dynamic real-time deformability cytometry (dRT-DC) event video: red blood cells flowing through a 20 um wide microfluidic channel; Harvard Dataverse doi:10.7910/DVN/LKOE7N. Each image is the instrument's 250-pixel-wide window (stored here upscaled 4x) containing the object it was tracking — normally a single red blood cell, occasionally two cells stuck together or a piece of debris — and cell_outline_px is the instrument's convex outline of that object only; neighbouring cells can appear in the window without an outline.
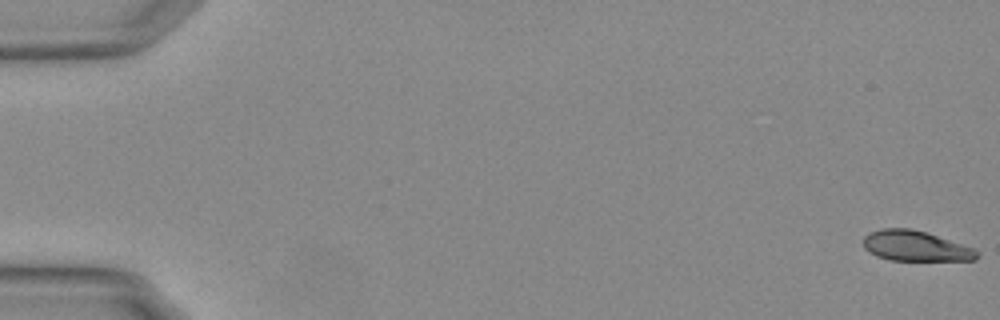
{"species": "Egyptian fruit bat (a non-hibernating species)", "species_latin": "Rousettus aegyptiacus", "temperature_condition": "warm", "stored_images_in_passage": 56, "camera_frame_rate_fps": 3000, "um_per_image_px": 0.085, "animal": {"sex": "female"}, "frame": {"image": 1, "passage_image": 1, "time_ms": 0.0, "image_size_px": [1000, 320], "cell_outline_px": [[980, 256], [976, 260], [892, 260], [876, 256], [868, 252], [864, 248], [864, 236], [868, 232], [880, 228], [912, 228], [972, 248], [980, 252]], "centroid_in_image_um": [77.77, 20.91], "position_along_channel_um": 7.2, "area_um2": 19.94}}
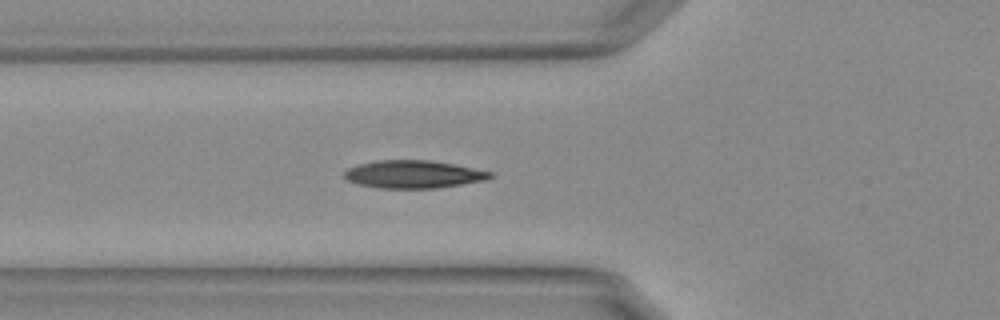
{"frame": {"image": 2, "passage_image": 21, "time_ms": 6.667, "image_size_px": [1000, 320], "cell_outline_px": [[492, 176], [488, 180], [436, 188], [376, 188], [360, 184], [348, 180], [344, 176], [344, 172], [348, 168], [360, 164], [376, 160], [428, 160], [452, 164], [492, 172]], "centroid_in_image_um": [35.14, 14.82], "position_along_channel_um": 90.7, "area_um2": 23.41}}
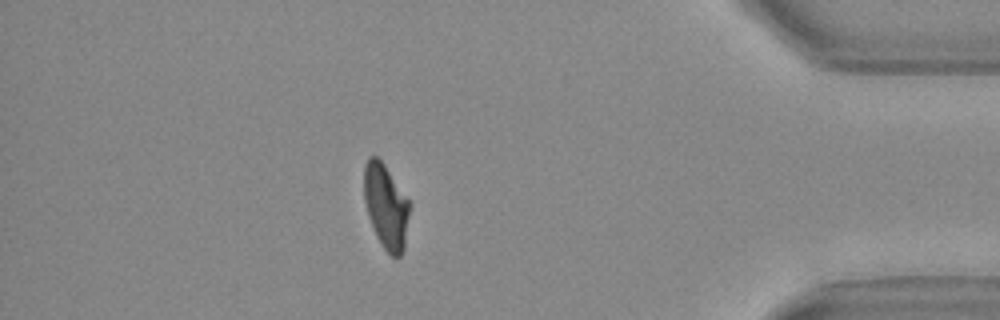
{"frame": {"image": 3, "passage_image": 49, "time_ms": 16.0, "image_size_px": [1000, 320], "cell_outline_px": [[408, 216], [404, 248], [400, 256], [392, 256], [380, 244], [376, 236], [368, 216], [364, 200], [364, 164], [368, 156], [376, 156], [384, 164], [408, 200]], "centroid_in_image_um": [32.76, 17.53], "position_along_channel_um": 402.4, "area_um2": 22.02}, "authors_computed_cell_mechanics": {"area_um2": 22.7154, "velocity_mm_per_s": 3.7625, "shape_relaxation_time_tau1_ms": 4.5568, "shape_relaxation_time_tau2_ms": 1.4041, "deformation_change_tau1": 0.1813, "deformation_change_tau2": 0.0608}}